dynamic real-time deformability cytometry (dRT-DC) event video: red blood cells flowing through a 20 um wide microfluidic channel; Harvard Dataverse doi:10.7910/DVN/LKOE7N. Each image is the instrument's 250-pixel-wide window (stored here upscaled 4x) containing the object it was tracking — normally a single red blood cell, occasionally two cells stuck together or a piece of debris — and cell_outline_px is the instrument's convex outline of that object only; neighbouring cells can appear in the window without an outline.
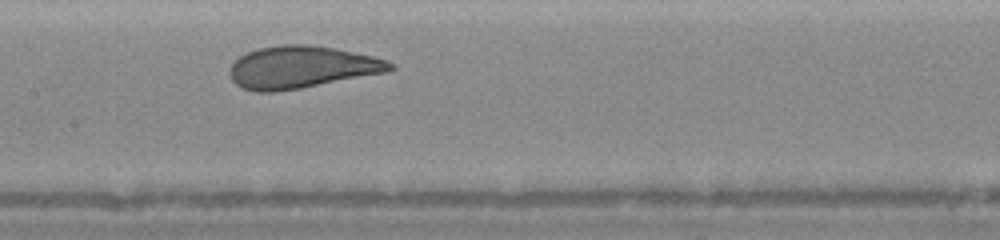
{"species": "human", "species_latin": "Homo sapiens", "temperature_condition": "warm", "stored_images_in_passage": 10, "camera_frame_rate_fps": 3000, "um_per_image_px": 0.085, "donor": {"sex": "female"}, "frame": {"image": 1, "passage_image": 4, "time_ms": 2.667, "image_size_px": [1000, 240], "cell_outline_px": [[396, 68], [392, 72], [300, 88], [272, 92], [256, 92], [244, 88], [236, 84], [232, 80], [228, 72], [232, 64], [240, 56], [248, 52], [260, 48], [280, 44], [308, 44], [336, 48], [372, 56], [388, 60], [396, 64]], "centroid_in_image_um": [25.7, 5.71], "position_along_channel_um": 181.7, "area_um2": 39.82}}
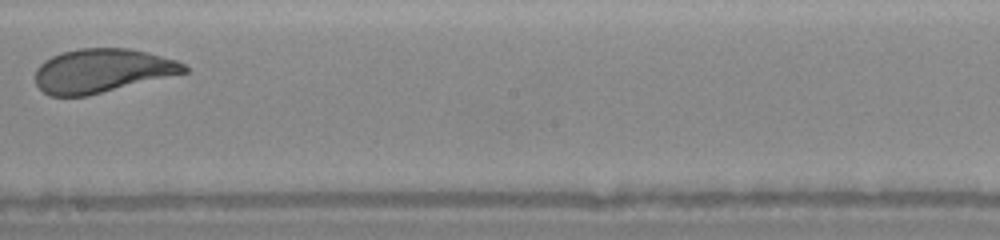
{"frame": {"image": 2, "passage_image": 6, "time_ms": 4.0, "image_size_px": [1000, 240], "cell_outline_px": [[188, 72], [88, 96], [48, 96], [36, 84], [36, 68], [44, 60], [52, 56], [64, 52], [80, 48], [128, 48], [148, 52], [176, 60], [184, 64], [188, 68]], "centroid_in_image_um": [8.68, 6.01], "position_along_channel_um": 239.5, "area_um2": 38.03}}